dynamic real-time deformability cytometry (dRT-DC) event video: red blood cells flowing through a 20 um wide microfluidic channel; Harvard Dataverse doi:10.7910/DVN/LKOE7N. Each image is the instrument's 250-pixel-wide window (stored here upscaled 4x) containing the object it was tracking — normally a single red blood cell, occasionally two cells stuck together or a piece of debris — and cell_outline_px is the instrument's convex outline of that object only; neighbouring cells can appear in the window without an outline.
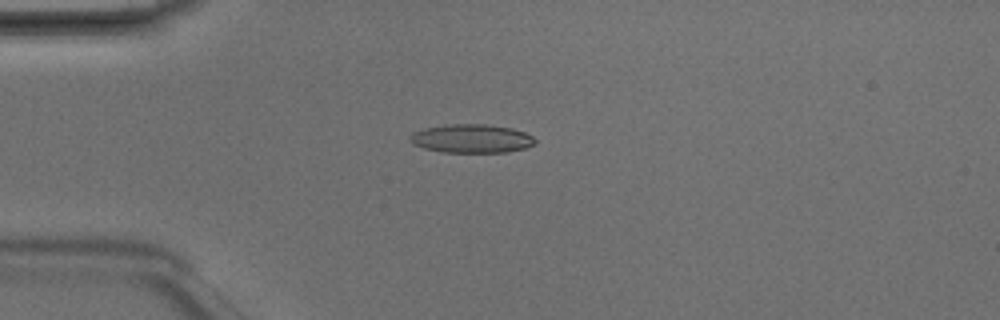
{"species": "Egyptian fruit bat (a non-hibernating species)", "species_latin": "Rousettus aegyptiacus", "temperature_condition": "room temperature", "stored_images_in_passage": 4, "camera_frame_rate_fps": 3000, "um_per_image_px": 0.085, "animal": {"sex": "male"}, "frame": {"image": 1, "passage_image": 3, "time_ms": 0.667, "image_size_px": [1000, 320], "cell_outline_px": [[536, 144], [524, 148], [504, 152], [440, 152], [424, 148], [412, 144], [408, 136], [412, 132], [424, 128], [452, 124], [484, 124], [512, 128], [524, 132], [532, 136], [536, 140]], "centroid_in_image_um": [40.05, 11.78], "position_along_channel_um": 44.9, "area_um2": 20.87}}